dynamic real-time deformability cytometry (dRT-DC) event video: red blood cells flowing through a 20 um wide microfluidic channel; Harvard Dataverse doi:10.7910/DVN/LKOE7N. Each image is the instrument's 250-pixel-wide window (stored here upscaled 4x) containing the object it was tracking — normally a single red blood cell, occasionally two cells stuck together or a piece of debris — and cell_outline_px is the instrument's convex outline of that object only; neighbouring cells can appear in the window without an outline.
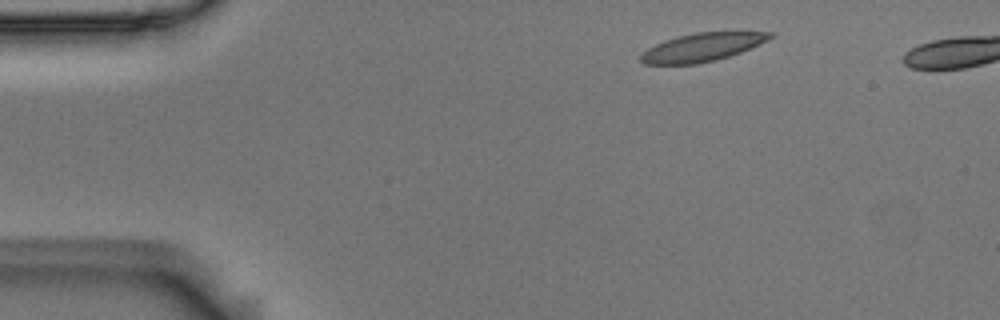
{"species": "Egyptian fruit bat (a non-hibernating species)", "species_latin": "Rousettus aegyptiacus", "temperature_condition": "room temperature", "stored_images_in_passage": 4, "camera_frame_rate_fps": 3000, "um_per_image_px": 0.085, "animal": {"sex": "male"}, "frame": {"image": 1, "passage_image": 1, "time_ms": 0.0, "image_size_px": [1000, 320], "cell_outline_px": [[776, 36], [768, 40], [740, 52], [716, 60], [696, 64], [644, 64], [640, 60], [640, 56], [648, 48], [664, 40], [696, 32], [736, 28], [776, 32]], "centroid_in_image_um": [59.85, 3.94], "position_along_channel_um": 25.1, "area_um2": 22.25}}